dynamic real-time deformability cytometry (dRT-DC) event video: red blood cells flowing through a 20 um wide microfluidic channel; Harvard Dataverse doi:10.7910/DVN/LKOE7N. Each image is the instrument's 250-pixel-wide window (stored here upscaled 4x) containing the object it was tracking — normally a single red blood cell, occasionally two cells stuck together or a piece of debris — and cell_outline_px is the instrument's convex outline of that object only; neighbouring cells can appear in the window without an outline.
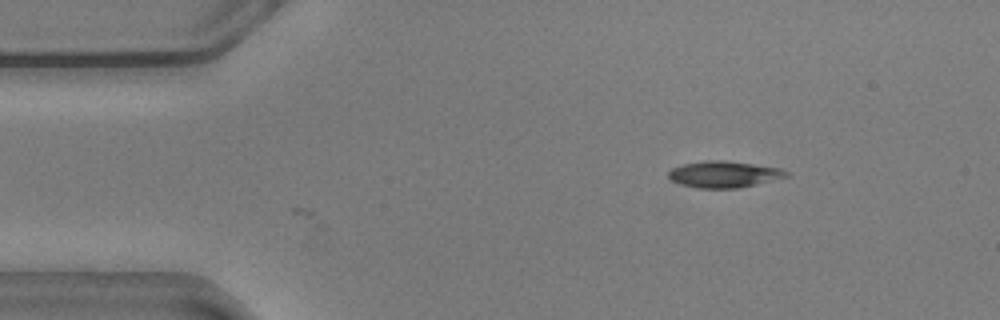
{"species": "common noctule bat (a hibernating species)", "species_latin": "Nyctalus noctula", "temperature_condition": "warm", "stored_images_in_passage": 10, "camera_frame_rate_fps": 3000, "um_per_image_px": 0.085, "animal": {"sex": "male", "body_mass_g": 20.5, "forearm_length_mm": 52.5}, "frame": {"image": 1, "passage_image": 10, "time_ms": 3.0, "image_size_px": [1000, 320], "cell_outline_px": [[788, 176], [756, 184], [736, 188], [696, 188], [672, 180], [668, 176], [668, 172], [672, 168], [680, 164], [704, 160], [728, 160], [780, 168], [788, 172]], "centroid_in_image_um": [61.51, 14.79], "position_along_channel_um": 23.5, "area_um2": 18.09}}